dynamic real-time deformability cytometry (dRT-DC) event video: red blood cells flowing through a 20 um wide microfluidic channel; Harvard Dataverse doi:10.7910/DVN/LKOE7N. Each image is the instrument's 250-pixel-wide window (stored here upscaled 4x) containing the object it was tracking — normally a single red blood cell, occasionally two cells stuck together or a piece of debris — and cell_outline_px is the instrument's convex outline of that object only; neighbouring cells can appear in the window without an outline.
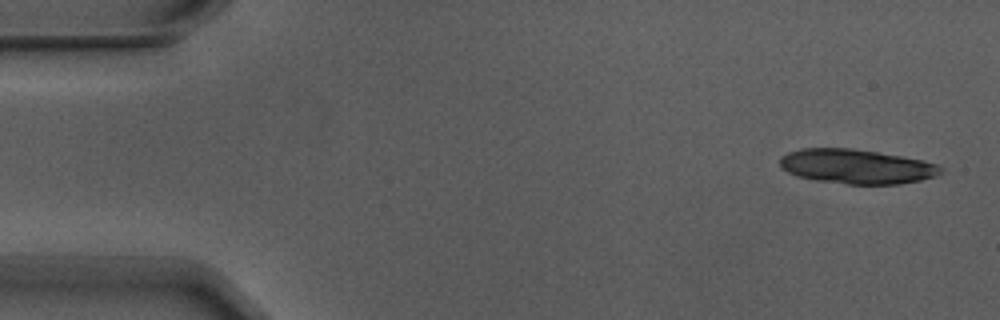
{"species": "Egyptian fruit bat (a non-hibernating species)", "species_latin": "Rousettus aegyptiacus", "temperature_condition": "warm", "stored_images_in_passage": 5, "camera_frame_rate_fps": 3000, "um_per_image_px": 0.085, "animal": {"sex": "male"}, "frame": {"image": 1, "passage_image": 1, "time_ms": 0.0, "image_size_px": [1000, 320], "cell_outline_px": [[944, 172], [936, 176], [920, 180], [900, 184], [848, 184], [816, 180], [800, 176], [788, 172], [780, 168], [780, 156], [788, 152], [800, 148], [852, 148], [924, 160], [936, 164], [944, 168]], "centroid_in_image_um": [72.82, 14.15], "position_along_channel_um": 12.2, "area_um2": 32.37}}